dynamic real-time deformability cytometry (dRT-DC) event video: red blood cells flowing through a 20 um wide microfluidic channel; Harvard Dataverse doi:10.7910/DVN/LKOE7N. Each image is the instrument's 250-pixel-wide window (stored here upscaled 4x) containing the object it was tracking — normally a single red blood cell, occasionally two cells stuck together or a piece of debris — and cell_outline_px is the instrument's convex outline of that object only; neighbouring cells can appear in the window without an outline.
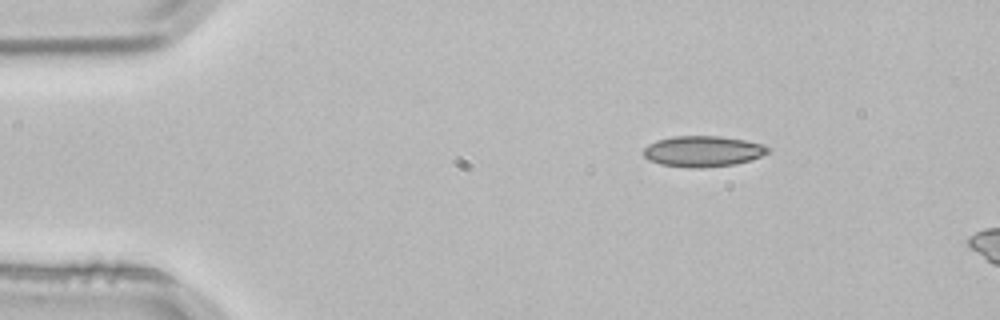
{"species": "common noctule bat (a hibernating species)", "species_latin": "Nyctalus noctula", "temperature_condition": "room temperature", "stored_images_in_passage": 2, "camera_frame_rate_fps": 3000, "um_per_image_px": 0.085, "animal": {"sex": "male", "body_mass_g": 21.5, "forearm_length_mm": 52.0}, "frame": {"image": 1, "passage_image": 1, "time_ms": 0.0, "image_size_px": [1000, 320], "cell_outline_px": [[772, 148], [768, 152], [752, 160], [736, 164], [700, 168], [660, 164], [648, 160], [644, 156], [644, 148], [648, 144], [656, 140], [672, 136], [720, 136], [744, 140], [764, 144]], "centroid_in_image_um": [59.76, 12.85], "position_along_channel_um": 25.2, "area_um2": 22.43}}